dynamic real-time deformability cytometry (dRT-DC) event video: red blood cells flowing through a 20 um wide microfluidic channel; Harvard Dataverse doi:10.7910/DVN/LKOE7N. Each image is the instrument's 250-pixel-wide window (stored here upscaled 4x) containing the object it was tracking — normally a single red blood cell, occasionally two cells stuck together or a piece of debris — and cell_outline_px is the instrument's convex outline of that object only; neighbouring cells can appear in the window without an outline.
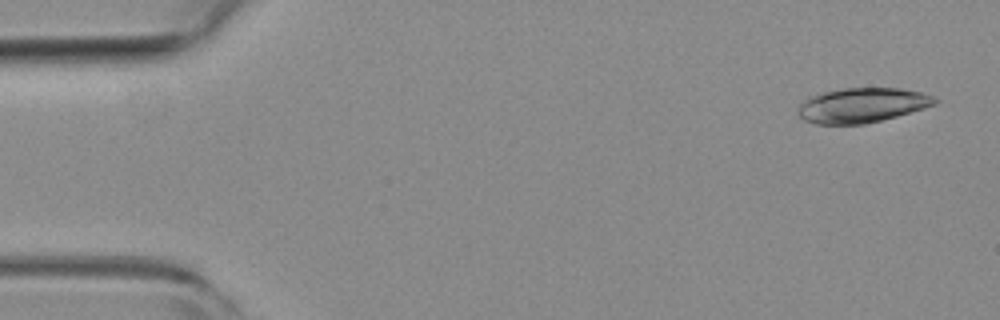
{"species": "common noctule bat (a hibernating species)", "species_latin": "Nyctalus noctula", "temperature_condition": "room temperature", "stored_images_in_passage": 41, "camera_frame_rate_fps": 3000, "um_per_image_px": 0.085, "animal": {"sex": "female", "body_mass_g": 19.3, "forearm_length_mm": 54.1}, "frame": {"image": 1, "passage_image": 1, "time_ms": 0.0, "image_size_px": [1000, 320], "cell_outline_px": [[940, 100], [936, 104], [924, 108], [896, 116], [864, 124], [816, 124], [804, 120], [800, 116], [800, 104], [808, 96], [824, 92], [844, 88], [900, 88], [920, 92], [932, 96]], "centroid_in_image_um": [73.29, 8.94], "position_along_channel_um": 11.7, "area_um2": 27.46}}